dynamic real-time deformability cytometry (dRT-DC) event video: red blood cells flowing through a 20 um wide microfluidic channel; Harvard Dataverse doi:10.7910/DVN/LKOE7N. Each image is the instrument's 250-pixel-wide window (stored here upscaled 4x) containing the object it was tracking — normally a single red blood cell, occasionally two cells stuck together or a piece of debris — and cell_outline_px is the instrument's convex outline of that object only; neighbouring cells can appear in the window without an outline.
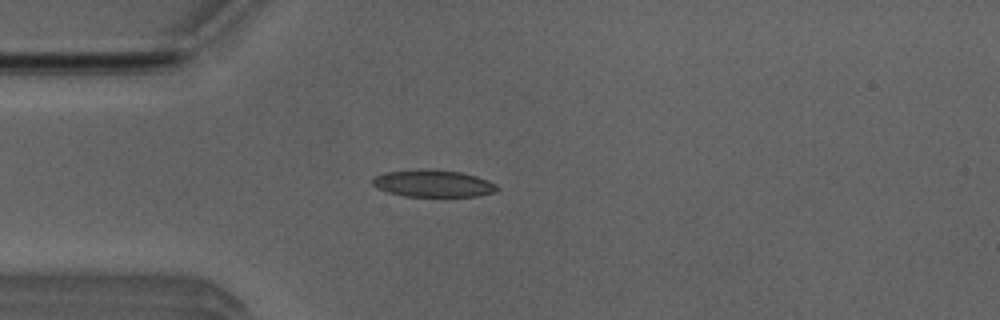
{"species": "Egyptian fruit bat (a non-hibernating species)", "species_latin": "Rousettus aegyptiacus", "temperature_condition": "room temperature", "stored_images_in_passage": 49, "camera_frame_rate_fps": 3000, "um_per_image_px": 0.085, "animal": {"sex": "male"}, "frame": {"image": 1, "passage_image": 12, "time_ms": 3.667, "image_size_px": [1000, 320], "cell_outline_px": [[500, 188], [496, 192], [476, 196], [404, 196], [388, 192], [376, 188], [372, 184], [372, 180], [376, 176], [384, 172], [420, 168], [432, 168], [460, 172], [476, 176], [488, 180], [496, 184]], "centroid_in_image_um": [36.81, 15.58], "position_along_channel_um": 48.2, "area_um2": 19.94}}
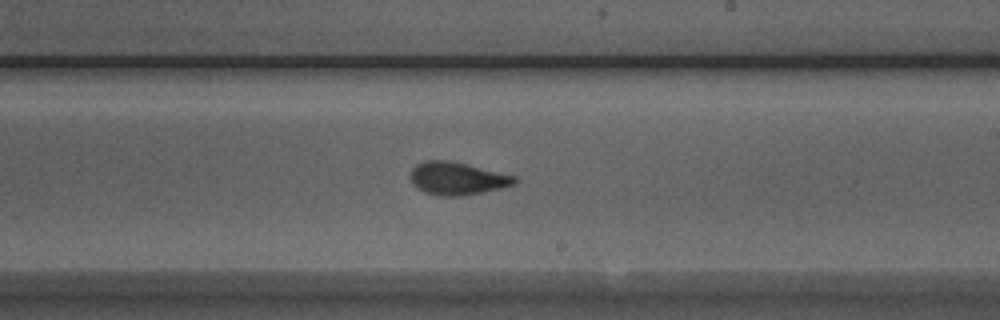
{"frame": {"image": 2, "passage_image": 28, "time_ms": 9.0, "image_size_px": [1000, 320], "cell_outline_px": [[516, 184], [500, 188], [460, 196], [440, 196], [424, 192], [416, 188], [412, 184], [408, 176], [412, 168], [416, 164], [424, 160], [448, 160], [516, 176]], "centroid_in_image_um": [38.78, 15.17], "position_along_channel_um": 250.2, "area_um2": 19.88}}
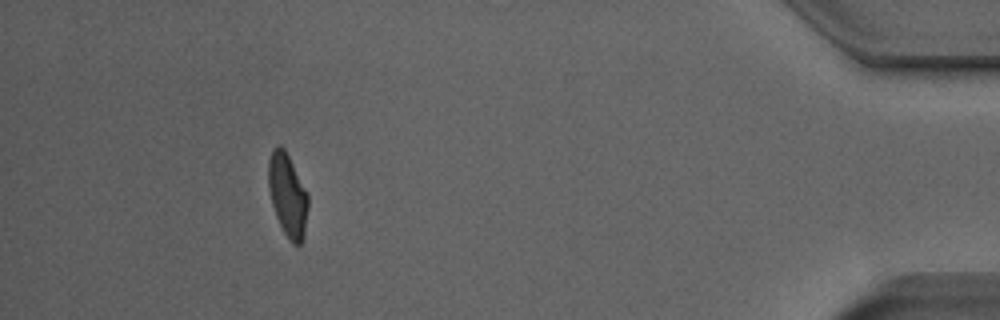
{"frame": {"image": 3, "passage_image": 45, "time_ms": 14.667, "image_size_px": [1000, 320], "cell_outline_px": [[308, 208], [304, 236], [300, 244], [292, 244], [284, 232], [276, 216], [272, 204], [268, 188], [268, 160], [272, 148], [276, 144], [280, 144], [284, 148], [308, 192]], "centroid_in_image_um": [24.44, 16.54], "position_along_channel_um": 410.8, "area_um2": 19.36}, "authors_computed_cell_mechanics": {"area_um2": 19.4208, "velocity_mm_per_s": 3.9954, "shape_relaxation_time_tau1_ms": 5.8961, "shape_relaxation_time_tau2_ms": 1.1262, "deformation_change_tau1": 0.2016, "deformation_change_tau2": 0.0668}}